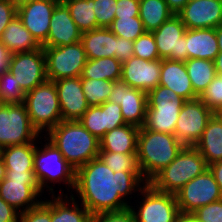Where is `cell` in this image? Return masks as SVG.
<instances>
[{"label":"cell","instance_id":"6da1fadb","mask_svg":"<svg viewBox=\"0 0 222 222\" xmlns=\"http://www.w3.org/2000/svg\"><path fill=\"white\" fill-rule=\"evenodd\" d=\"M146 184L133 172H114L99 157L76 170L75 193L92 214L120 211L130 204L126 198Z\"/></svg>","mask_w":222,"mask_h":222},{"label":"cell","instance_id":"7a4b0ae2","mask_svg":"<svg viewBox=\"0 0 222 222\" xmlns=\"http://www.w3.org/2000/svg\"><path fill=\"white\" fill-rule=\"evenodd\" d=\"M46 134L75 170L99 156L100 140L79 121H60Z\"/></svg>","mask_w":222,"mask_h":222},{"label":"cell","instance_id":"3957f363","mask_svg":"<svg viewBox=\"0 0 222 222\" xmlns=\"http://www.w3.org/2000/svg\"><path fill=\"white\" fill-rule=\"evenodd\" d=\"M184 145L175 135L139 128L137 158L144 179L149 182L168 166Z\"/></svg>","mask_w":222,"mask_h":222},{"label":"cell","instance_id":"277c9868","mask_svg":"<svg viewBox=\"0 0 222 222\" xmlns=\"http://www.w3.org/2000/svg\"><path fill=\"white\" fill-rule=\"evenodd\" d=\"M207 169L202 154L194 146H184L176 158L148 183L158 191L175 195L185 184Z\"/></svg>","mask_w":222,"mask_h":222},{"label":"cell","instance_id":"5b68a950","mask_svg":"<svg viewBox=\"0 0 222 222\" xmlns=\"http://www.w3.org/2000/svg\"><path fill=\"white\" fill-rule=\"evenodd\" d=\"M44 139V142H47L41 145L42 147L36 144L34 153V174L41 191L49 190V195H54L52 185L62 182L67 185L68 192L70 189L74 190L76 170L63 158L55 145L45 136Z\"/></svg>","mask_w":222,"mask_h":222},{"label":"cell","instance_id":"8992f818","mask_svg":"<svg viewBox=\"0 0 222 222\" xmlns=\"http://www.w3.org/2000/svg\"><path fill=\"white\" fill-rule=\"evenodd\" d=\"M185 102L171 89L157 85L147 93L148 105L143 127L174 135L176 122Z\"/></svg>","mask_w":222,"mask_h":222},{"label":"cell","instance_id":"52a82bcc","mask_svg":"<svg viewBox=\"0 0 222 222\" xmlns=\"http://www.w3.org/2000/svg\"><path fill=\"white\" fill-rule=\"evenodd\" d=\"M26 106L32 126L45 134L62 121L58 93L54 81L46 80L25 95Z\"/></svg>","mask_w":222,"mask_h":222},{"label":"cell","instance_id":"ba28073f","mask_svg":"<svg viewBox=\"0 0 222 222\" xmlns=\"http://www.w3.org/2000/svg\"><path fill=\"white\" fill-rule=\"evenodd\" d=\"M32 126L24 103H2L0 105V149L38 141L40 135Z\"/></svg>","mask_w":222,"mask_h":222},{"label":"cell","instance_id":"9c48e42d","mask_svg":"<svg viewBox=\"0 0 222 222\" xmlns=\"http://www.w3.org/2000/svg\"><path fill=\"white\" fill-rule=\"evenodd\" d=\"M43 193L34 171L6 170L5 179L0 183V197L19 213L39 205Z\"/></svg>","mask_w":222,"mask_h":222},{"label":"cell","instance_id":"30bf717a","mask_svg":"<svg viewBox=\"0 0 222 222\" xmlns=\"http://www.w3.org/2000/svg\"><path fill=\"white\" fill-rule=\"evenodd\" d=\"M143 198L136 204L129 206L132 210L135 222H176L180 210L174 194L165 193L154 189L149 183L138 192Z\"/></svg>","mask_w":222,"mask_h":222},{"label":"cell","instance_id":"8fae6325","mask_svg":"<svg viewBox=\"0 0 222 222\" xmlns=\"http://www.w3.org/2000/svg\"><path fill=\"white\" fill-rule=\"evenodd\" d=\"M48 80L81 77L87 61L81 41L68 46L43 47Z\"/></svg>","mask_w":222,"mask_h":222},{"label":"cell","instance_id":"7c38bea8","mask_svg":"<svg viewBox=\"0 0 222 222\" xmlns=\"http://www.w3.org/2000/svg\"><path fill=\"white\" fill-rule=\"evenodd\" d=\"M175 196L180 213H193L222 199L220 187L209 168L185 184Z\"/></svg>","mask_w":222,"mask_h":222},{"label":"cell","instance_id":"4fadbf2b","mask_svg":"<svg viewBox=\"0 0 222 222\" xmlns=\"http://www.w3.org/2000/svg\"><path fill=\"white\" fill-rule=\"evenodd\" d=\"M9 71L27 93L47 80L46 57L43 47L10 55Z\"/></svg>","mask_w":222,"mask_h":222},{"label":"cell","instance_id":"5bb4252c","mask_svg":"<svg viewBox=\"0 0 222 222\" xmlns=\"http://www.w3.org/2000/svg\"><path fill=\"white\" fill-rule=\"evenodd\" d=\"M214 113L199 98L186 101L180 110L174 135L184 146H194Z\"/></svg>","mask_w":222,"mask_h":222},{"label":"cell","instance_id":"9a60e30c","mask_svg":"<svg viewBox=\"0 0 222 222\" xmlns=\"http://www.w3.org/2000/svg\"><path fill=\"white\" fill-rule=\"evenodd\" d=\"M152 33L161 59L188 60L186 26L177 15H173Z\"/></svg>","mask_w":222,"mask_h":222},{"label":"cell","instance_id":"2e32d148","mask_svg":"<svg viewBox=\"0 0 222 222\" xmlns=\"http://www.w3.org/2000/svg\"><path fill=\"white\" fill-rule=\"evenodd\" d=\"M109 101L120 105L121 113L127 124L143 127L148 105L145 91L131 88L122 79L115 80Z\"/></svg>","mask_w":222,"mask_h":222},{"label":"cell","instance_id":"e0dca14e","mask_svg":"<svg viewBox=\"0 0 222 222\" xmlns=\"http://www.w3.org/2000/svg\"><path fill=\"white\" fill-rule=\"evenodd\" d=\"M57 4L55 0H36L17 8V16L41 46L47 41L51 16Z\"/></svg>","mask_w":222,"mask_h":222},{"label":"cell","instance_id":"ac0fdd59","mask_svg":"<svg viewBox=\"0 0 222 222\" xmlns=\"http://www.w3.org/2000/svg\"><path fill=\"white\" fill-rule=\"evenodd\" d=\"M176 15L186 29L217 28L222 23V0H190Z\"/></svg>","mask_w":222,"mask_h":222},{"label":"cell","instance_id":"d6986e66","mask_svg":"<svg viewBox=\"0 0 222 222\" xmlns=\"http://www.w3.org/2000/svg\"><path fill=\"white\" fill-rule=\"evenodd\" d=\"M161 59L144 60L132 56L122 63L121 79L131 88L140 89L148 93L160 82Z\"/></svg>","mask_w":222,"mask_h":222},{"label":"cell","instance_id":"ffe728a7","mask_svg":"<svg viewBox=\"0 0 222 222\" xmlns=\"http://www.w3.org/2000/svg\"><path fill=\"white\" fill-rule=\"evenodd\" d=\"M61 109L62 121H79L89 105L83 93L81 77L54 81Z\"/></svg>","mask_w":222,"mask_h":222},{"label":"cell","instance_id":"44dd1931","mask_svg":"<svg viewBox=\"0 0 222 222\" xmlns=\"http://www.w3.org/2000/svg\"><path fill=\"white\" fill-rule=\"evenodd\" d=\"M47 41L42 47L68 46L81 41L82 32L70 16L64 3H58L52 13Z\"/></svg>","mask_w":222,"mask_h":222},{"label":"cell","instance_id":"7402d4cb","mask_svg":"<svg viewBox=\"0 0 222 222\" xmlns=\"http://www.w3.org/2000/svg\"><path fill=\"white\" fill-rule=\"evenodd\" d=\"M159 85L171 89L186 101L198 98L194 93L184 61L161 59Z\"/></svg>","mask_w":222,"mask_h":222},{"label":"cell","instance_id":"603a6c76","mask_svg":"<svg viewBox=\"0 0 222 222\" xmlns=\"http://www.w3.org/2000/svg\"><path fill=\"white\" fill-rule=\"evenodd\" d=\"M188 59L215 60L219 47L215 28L186 29Z\"/></svg>","mask_w":222,"mask_h":222},{"label":"cell","instance_id":"cb8c5ba5","mask_svg":"<svg viewBox=\"0 0 222 222\" xmlns=\"http://www.w3.org/2000/svg\"><path fill=\"white\" fill-rule=\"evenodd\" d=\"M81 43L87 59L115 58L117 35L109 28L99 27L82 33Z\"/></svg>","mask_w":222,"mask_h":222},{"label":"cell","instance_id":"d4e9b609","mask_svg":"<svg viewBox=\"0 0 222 222\" xmlns=\"http://www.w3.org/2000/svg\"><path fill=\"white\" fill-rule=\"evenodd\" d=\"M63 194L60 188L58 196L51 197V222H91L92 214L82 204L79 207L75 196Z\"/></svg>","mask_w":222,"mask_h":222},{"label":"cell","instance_id":"484cf974","mask_svg":"<svg viewBox=\"0 0 222 222\" xmlns=\"http://www.w3.org/2000/svg\"><path fill=\"white\" fill-rule=\"evenodd\" d=\"M139 127L125 124L105 133L100 139V151L137 153Z\"/></svg>","mask_w":222,"mask_h":222},{"label":"cell","instance_id":"4316f807","mask_svg":"<svg viewBox=\"0 0 222 222\" xmlns=\"http://www.w3.org/2000/svg\"><path fill=\"white\" fill-rule=\"evenodd\" d=\"M0 41L5 45L10 54L28 52L41 48L28 29L25 28L18 16L6 27Z\"/></svg>","mask_w":222,"mask_h":222},{"label":"cell","instance_id":"83f0119b","mask_svg":"<svg viewBox=\"0 0 222 222\" xmlns=\"http://www.w3.org/2000/svg\"><path fill=\"white\" fill-rule=\"evenodd\" d=\"M194 147L202 154L207 165L222 161V124L214 116Z\"/></svg>","mask_w":222,"mask_h":222},{"label":"cell","instance_id":"f1b7e54d","mask_svg":"<svg viewBox=\"0 0 222 222\" xmlns=\"http://www.w3.org/2000/svg\"><path fill=\"white\" fill-rule=\"evenodd\" d=\"M36 143H26L23 145L8 146L0 149L6 170L14 172L34 171V153Z\"/></svg>","mask_w":222,"mask_h":222},{"label":"cell","instance_id":"f546056e","mask_svg":"<svg viewBox=\"0 0 222 222\" xmlns=\"http://www.w3.org/2000/svg\"><path fill=\"white\" fill-rule=\"evenodd\" d=\"M173 15L165 0H139V17L146 32L157 30Z\"/></svg>","mask_w":222,"mask_h":222},{"label":"cell","instance_id":"4dcf8cb0","mask_svg":"<svg viewBox=\"0 0 222 222\" xmlns=\"http://www.w3.org/2000/svg\"><path fill=\"white\" fill-rule=\"evenodd\" d=\"M122 63L114 57L87 59L81 78L115 81L121 79Z\"/></svg>","mask_w":222,"mask_h":222},{"label":"cell","instance_id":"1f68e13d","mask_svg":"<svg viewBox=\"0 0 222 222\" xmlns=\"http://www.w3.org/2000/svg\"><path fill=\"white\" fill-rule=\"evenodd\" d=\"M194 93L199 97L217 75L213 60L188 59L185 61Z\"/></svg>","mask_w":222,"mask_h":222},{"label":"cell","instance_id":"d6a6232c","mask_svg":"<svg viewBox=\"0 0 222 222\" xmlns=\"http://www.w3.org/2000/svg\"><path fill=\"white\" fill-rule=\"evenodd\" d=\"M64 4L69 9L70 16L83 33L97 28L94 13V0H68Z\"/></svg>","mask_w":222,"mask_h":222},{"label":"cell","instance_id":"836d02e7","mask_svg":"<svg viewBox=\"0 0 222 222\" xmlns=\"http://www.w3.org/2000/svg\"><path fill=\"white\" fill-rule=\"evenodd\" d=\"M98 157L114 172H133L145 184H148V182L144 179L143 174L141 173L137 153H115L109 151H100Z\"/></svg>","mask_w":222,"mask_h":222},{"label":"cell","instance_id":"e575fe53","mask_svg":"<svg viewBox=\"0 0 222 222\" xmlns=\"http://www.w3.org/2000/svg\"><path fill=\"white\" fill-rule=\"evenodd\" d=\"M81 84L89 106H100L109 101L113 81L81 78Z\"/></svg>","mask_w":222,"mask_h":222},{"label":"cell","instance_id":"d590c367","mask_svg":"<svg viewBox=\"0 0 222 222\" xmlns=\"http://www.w3.org/2000/svg\"><path fill=\"white\" fill-rule=\"evenodd\" d=\"M115 35L131 41H135L144 34L145 28L140 17L115 18L108 27Z\"/></svg>","mask_w":222,"mask_h":222},{"label":"cell","instance_id":"8d00e7d4","mask_svg":"<svg viewBox=\"0 0 222 222\" xmlns=\"http://www.w3.org/2000/svg\"><path fill=\"white\" fill-rule=\"evenodd\" d=\"M26 93L10 71L0 75V100L2 103H24Z\"/></svg>","mask_w":222,"mask_h":222},{"label":"cell","instance_id":"74e56055","mask_svg":"<svg viewBox=\"0 0 222 222\" xmlns=\"http://www.w3.org/2000/svg\"><path fill=\"white\" fill-rule=\"evenodd\" d=\"M79 122L99 140L106 133L105 112L100 106H89Z\"/></svg>","mask_w":222,"mask_h":222},{"label":"cell","instance_id":"f35d334b","mask_svg":"<svg viewBox=\"0 0 222 222\" xmlns=\"http://www.w3.org/2000/svg\"><path fill=\"white\" fill-rule=\"evenodd\" d=\"M213 112L222 110V75L217 74L198 97Z\"/></svg>","mask_w":222,"mask_h":222},{"label":"cell","instance_id":"ab89813d","mask_svg":"<svg viewBox=\"0 0 222 222\" xmlns=\"http://www.w3.org/2000/svg\"><path fill=\"white\" fill-rule=\"evenodd\" d=\"M133 56L149 61L161 59L152 32H145L133 42Z\"/></svg>","mask_w":222,"mask_h":222},{"label":"cell","instance_id":"60d3db41","mask_svg":"<svg viewBox=\"0 0 222 222\" xmlns=\"http://www.w3.org/2000/svg\"><path fill=\"white\" fill-rule=\"evenodd\" d=\"M117 0H94L93 8L97 28H108L115 19Z\"/></svg>","mask_w":222,"mask_h":222},{"label":"cell","instance_id":"b9f144b4","mask_svg":"<svg viewBox=\"0 0 222 222\" xmlns=\"http://www.w3.org/2000/svg\"><path fill=\"white\" fill-rule=\"evenodd\" d=\"M19 222H51V199L20 213Z\"/></svg>","mask_w":222,"mask_h":222},{"label":"cell","instance_id":"7bdbcfd3","mask_svg":"<svg viewBox=\"0 0 222 222\" xmlns=\"http://www.w3.org/2000/svg\"><path fill=\"white\" fill-rule=\"evenodd\" d=\"M100 107L105 112L106 132L127 124L124 121L119 104L106 101Z\"/></svg>","mask_w":222,"mask_h":222},{"label":"cell","instance_id":"ee69618b","mask_svg":"<svg viewBox=\"0 0 222 222\" xmlns=\"http://www.w3.org/2000/svg\"><path fill=\"white\" fill-rule=\"evenodd\" d=\"M193 214L201 222H222V199L198 208Z\"/></svg>","mask_w":222,"mask_h":222},{"label":"cell","instance_id":"f6af8a7d","mask_svg":"<svg viewBox=\"0 0 222 222\" xmlns=\"http://www.w3.org/2000/svg\"><path fill=\"white\" fill-rule=\"evenodd\" d=\"M91 222H135V217L128 207L120 211L101 212L92 215Z\"/></svg>","mask_w":222,"mask_h":222},{"label":"cell","instance_id":"bcb514c9","mask_svg":"<svg viewBox=\"0 0 222 222\" xmlns=\"http://www.w3.org/2000/svg\"><path fill=\"white\" fill-rule=\"evenodd\" d=\"M17 16V7L10 0H0V38L9 23Z\"/></svg>","mask_w":222,"mask_h":222},{"label":"cell","instance_id":"7dc6e473","mask_svg":"<svg viewBox=\"0 0 222 222\" xmlns=\"http://www.w3.org/2000/svg\"><path fill=\"white\" fill-rule=\"evenodd\" d=\"M115 18L138 17L139 0H117Z\"/></svg>","mask_w":222,"mask_h":222},{"label":"cell","instance_id":"c3c4849f","mask_svg":"<svg viewBox=\"0 0 222 222\" xmlns=\"http://www.w3.org/2000/svg\"><path fill=\"white\" fill-rule=\"evenodd\" d=\"M133 56V41L117 36L115 58L124 63Z\"/></svg>","mask_w":222,"mask_h":222},{"label":"cell","instance_id":"681fc988","mask_svg":"<svg viewBox=\"0 0 222 222\" xmlns=\"http://www.w3.org/2000/svg\"><path fill=\"white\" fill-rule=\"evenodd\" d=\"M19 214L0 197V222H19Z\"/></svg>","mask_w":222,"mask_h":222},{"label":"cell","instance_id":"f907efd6","mask_svg":"<svg viewBox=\"0 0 222 222\" xmlns=\"http://www.w3.org/2000/svg\"><path fill=\"white\" fill-rule=\"evenodd\" d=\"M10 53L5 45L0 41V75L9 71Z\"/></svg>","mask_w":222,"mask_h":222},{"label":"cell","instance_id":"816d5d0a","mask_svg":"<svg viewBox=\"0 0 222 222\" xmlns=\"http://www.w3.org/2000/svg\"><path fill=\"white\" fill-rule=\"evenodd\" d=\"M209 170L214 176L215 181L218 183L222 193V161H218L208 165Z\"/></svg>","mask_w":222,"mask_h":222},{"label":"cell","instance_id":"f5cc1de1","mask_svg":"<svg viewBox=\"0 0 222 222\" xmlns=\"http://www.w3.org/2000/svg\"><path fill=\"white\" fill-rule=\"evenodd\" d=\"M169 9L176 15L190 0H165Z\"/></svg>","mask_w":222,"mask_h":222},{"label":"cell","instance_id":"db71d44e","mask_svg":"<svg viewBox=\"0 0 222 222\" xmlns=\"http://www.w3.org/2000/svg\"><path fill=\"white\" fill-rule=\"evenodd\" d=\"M176 222H201L193 213H180Z\"/></svg>","mask_w":222,"mask_h":222},{"label":"cell","instance_id":"11a10c76","mask_svg":"<svg viewBox=\"0 0 222 222\" xmlns=\"http://www.w3.org/2000/svg\"><path fill=\"white\" fill-rule=\"evenodd\" d=\"M214 63H215L216 74L222 75V51L218 53V55L214 60Z\"/></svg>","mask_w":222,"mask_h":222},{"label":"cell","instance_id":"9f6ffc18","mask_svg":"<svg viewBox=\"0 0 222 222\" xmlns=\"http://www.w3.org/2000/svg\"><path fill=\"white\" fill-rule=\"evenodd\" d=\"M216 30V37L218 40V47H219V51H222V23L215 28Z\"/></svg>","mask_w":222,"mask_h":222},{"label":"cell","instance_id":"6f0895ef","mask_svg":"<svg viewBox=\"0 0 222 222\" xmlns=\"http://www.w3.org/2000/svg\"><path fill=\"white\" fill-rule=\"evenodd\" d=\"M6 167L0 154V183L5 179Z\"/></svg>","mask_w":222,"mask_h":222},{"label":"cell","instance_id":"680465c9","mask_svg":"<svg viewBox=\"0 0 222 222\" xmlns=\"http://www.w3.org/2000/svg\"><path fill=\"white\" fill-rule=\"evenodd\" d=\"M17 8L36 0H10Z\"/></svg>","mask_w":222,"mask_h":222},{"label":"cell","instance_id":"91938a15","mask_svg":"<svg viewBox=\"0 0 222 222\" xmlns=\"http://www.w3.org/2000/svg\"><path fill=\"white\" fill-rule=\"evenodd\" d=\"M213 116L222 124V110L215 112Z\"/></svg>","mask_w":222,"mask_h":222},{"label":"cell","instance_id":"94428289","mask_svg":"<svg viewBox=\"0 0 222 222\" xmlns=\"http://www.w3.org/2000/svg\"><path fill=\"white\" fill-rule=\"evenodd\" d=\"M57 3H64V2H66V1H68V0H55Z\"/></svg>","mask_w":222,"mask_h":222}]
</instances>
